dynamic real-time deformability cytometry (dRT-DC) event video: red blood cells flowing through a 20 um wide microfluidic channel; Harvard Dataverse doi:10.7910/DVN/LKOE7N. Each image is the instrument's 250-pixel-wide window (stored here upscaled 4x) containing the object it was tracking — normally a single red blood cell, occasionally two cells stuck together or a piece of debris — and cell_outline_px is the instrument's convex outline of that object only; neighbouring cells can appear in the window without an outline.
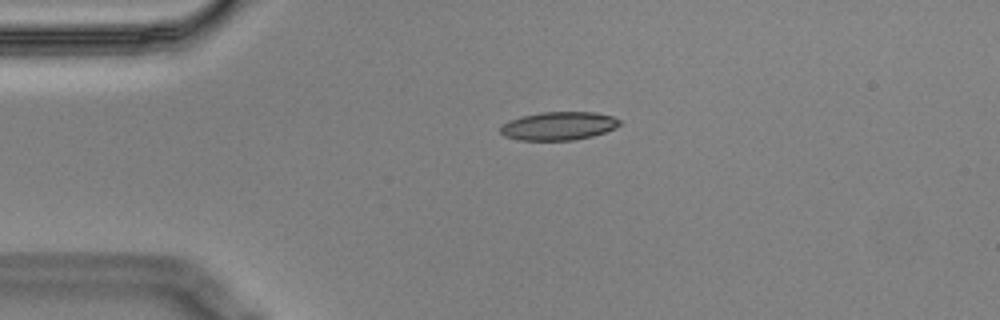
{"species": "Egyptian fruit bat (a non-hibernating species)", "species_latin": "Rousettus aegyptiacus", "temperature_condition": "cold", "stored_images_in_passage": 7, "camera_frame_rate_fps": 3000, "um_per_image_px": 0.085, "animal": {"sex": "male"}, "frame": {"image": 1, "passage_image": 1, "time_ms": 0.0, "image_size_px": [1000, 320], "cell_outline_px": [[620, 124], [616, 128], [592, 136], [572, 140], [516, 140], [504, 136], [500, 132], [500, 128], [504, 124], [512, 120], [524, 116], [540, 112], [592, 112], [612, 116], [620, 120]], "centroid_in_image_um": [47.49, 10.71], "position_along_channel_um": 37.5, "area_um2": 19.48}}